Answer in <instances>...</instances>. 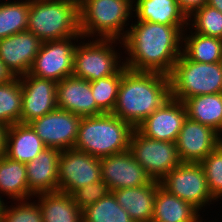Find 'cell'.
I'll return each mask as SVG.
<instances>
[{"instance_id":"9","label":"cell","mask_w":222,"mask_h":222,"mask_svg":"<svg viewBox=\"0 0 222 222\" xmlns=\"http://www.w3.org/2000/svg\"><path fill=\"white\" fill-rule=\"evenodd\" d=\"M129 150L153 180L160 181L181 163L176 143L150 139L136 128L130 137Z\"/></svg>"},{"instance_id":"16","label":"cell","mask_w":222,"mask_h":222,"mask_svg":"<svg viewBox=\"0 0 222 222\" xmlns=\"http://www.w3.org/2000/svg\"><path fill=\"white\" fill-rule=\"evenodd\" d=\"M186 118L184 103L170 97L136 129L150 139L175 143Z\"/></svg>"},{"instance_id":"29","label":"cell","mask_w":222,"mask_h":222,"mask_svg":"<svg viewBox=\"0 0 222 222\" xmlns=\"http://www.w3.org/2000/svg\"><path fill=\"white\" fill-rule=\"evenodd\" d=\"M22 86L19 77L0 84V124L10 127L21 123Z\"/></svg>"},{"instance_id":"13","label":"cell","mask_w":222,"mask_h":222,"mask_svg":"<svg viewBox=\"0 0 222 222\" xmlns=\"http://www.w3.org/2000/svg\"><path fill=\"white\" fill-rule=\"evenodd\" d=\"M101 177L110 192L116 189L143 186L154 180L135 160L130 150L100 159Z\"/></svg>"},{"instance_id":"39","label":"cell","mask_w":222,"mask_h":222,"mask_svg":"<svg viewBox=\"0 0 222 222\" xmlns=\"http://www.w3.org/2000/svg\"><path fill=\"white\" fill-rule=\"evenodd\" d=\"M207 5L216 8L222 13V0H208Z\"/></svg>"},{"instance_id":"35","label":"cell","mask_w":222,"mask_h":222,"mask_svg":"<svg viewBox=\"0 0 222 222\" xmlns=\"http://www.w3.org/2000/svg\"><path fill=\"white\" fill-rule=\"evenodd\" d=\"M109 192L107 184L100 180L75 190L71 195L74 203L83 211L105 197Z\"/></svg>"},{"instance_id":"8","label":"cell","mask_w":222,"mask_h":222,"mask_svg":"<svg viewBox=\"0 0 222 222\" xmlns=\"http://www.w3.org/2000/svg\"><path fill=\"white\" fill-rule=\"evenodd\" d=\"M160 184L200 213L205 212L207 206L216 202L208 189L205 172L200 163L181 162L160 180Z\"/></svg>"},{"instance_id":"4","label":"cell","mask_w":222,"mask_h":222,"mask_svg":"<svg viewBox=\"0 0 222 222\" xmlns=\"http://www.w3.org/2000/svg\"><path fill=\"white\" fill-rule=\"evenodd\" d=\"M132 19L133 0H79V29L86 39L122 41Z\"/></svg>"},{"instance_id":"28","label":"cell","mask_w":222,"mask_h":222,"mask_svg":"<svg viewBox=\"0 0 222 222\" xmlns=\"http://www.w3.org/2000/svg\"><path fill=\"white\" fill-rule=\"evenodd\" d=\"M2 1L0 0V39L27 30L30 0Z\"/></svg>"},{"instance_id":"22","label":"cell","mask_w":222,"mask_h":222,"mask_svg":"<svg viewBox=\"0 0 222 222\" xmlns=\"http://www.w3.org/2000/svg\"><path fill=\"white\" fill-rule=\"evenodd\" d=\"M203 217L191 204L158 187L151 222H203Z\"/></svg>"},{"instance_id":"15","label":"cell","mask_w":222,"mask_h":222,"mask_svg":"<svg viewBox=\"0 0 222 222\" xmlns=\"http://www.w3.org/2000/svg\"><path fill=\"white\" fill-rule=\"evenodd\" d=\"M19 78L22 86V124H28L58 108L55 81L38 78L29 73Z\"/></svg>"},{"instance_id":"25","label":"cell","mask_w":222,"mask_h":222,"mask_svg":"<svg viewBox=\"0 0 222 222\" xmlns=\"http://www.w3.org/2000/svg\"><path fill=\"white\" fill-rule=\"evenodd\" d=\"M26 163L0 157V195L13 201L29 199Z\"/></svg>"},{"instance_id":"38","label":"cell","mask_w":222,"mask_h":222,"mask_svg":"<svg viewBox=\"0 0 222 222\" xmlns=\"http://www.w3.org/2000/svg\"><path fill=\"white\" fill-rule=\"evenodd\" d=\"M7 127L0 124V157L5 154Z\"/></svg>"},{"instance_id":"3","label":"cell","mask_w":222,"mask_h":222,"mask_svg":"<svg viewBox=\"0 0 222 222\" xmlns=\"http://www.w3.org/2000/svg\"><path fill=\"white\" fill-rule=\"evenodd\" d=\"M133 129L112 113L82 117L74 149L99 159L125 152Z\"/></svg>"},{"instance_id":"5","label":"cell","mask_w":222,"mask_h":222,"mask_svg":"<svg viewBox=\"0 0 222 222\" xmlns=\"http://www.w3.org/2000/svg\"><path fill=\"white\" fill-rule=\"evenodd\" d=\"M27 30L42 42L83 37L79 0H30Z\"/></svg>"},{"instance_id":"40","label":"cell","mask_w":222,"mask_h":222,"mask_svg":"<svg viewBox=\"0 0 222 222\" xmlns=\"http://www.w3.org/2000/svg\"><path fill=\"white\" fill-rule=\"evenodd\" d=\"M5 203H7V202H5L4 197H2L0 195V219L2 218L3 210H4L5 205H6Z\"/></svg>"},{"instance_id":"2","label":"cell","mask_w":222,"mask_h":222,"mask_svg":"<svg viewBox=\"0 0 222 222\" xmlns=\"http://www.w3.org/2000/svg\"><path fill=\"white\" fill-rule=\"evenodd\" d=\"M171 97L170 78L124 66L112 114L136 128Z\"/></svg>"},{"instance_id":"23","label":"cell","mask_w":222,"mask_h":222,"mask_svg":"<svg viewBox=\"0 0 222 222\" xmlns=\"http://www.w3.org/2000/svg\"><path fill=\"white\" fill-rule=\"evenodd\" d=\"M133 17L164 25H188V17L177 0H133Z\"/></svg>"},{"instance_id":"24","label":"cell","mask_w":222,"mask_h":222,"mask_svg":"<svg viewBox=\"0 0 222 222\" xmlns=\"http://www.w3.org/2000/svg\"><path fill=\"white\" fill-rule=\"evenodd\" d=\"M33 198L41 208L44 222H83L82 210L74 203L71 194L58 191L37 194Z\"/></svg>"},{"instance_id":"19","label":"cell","mask_w":222,"mask_h":222,"mask_svg":"<svg viewBox=\"0 0 222 222\" xmlns=\"http://www.w3.org/2000/svg\"><path fill=\"white\" fill-rule=\"evenodd\" d=\"M60 150L46 147L32 161L26 163L29 199L37 194L58 192Z\"/></svg>"},{"instance_id":"11","label":"cell","mask_w":222,"mask_h":222,"mask_svg":"<svg viewBox=\"0 0 222 222\" xmlns=\"http://www.w3.org/2000/svg\"><path fill=\"white\" fill-rule=\"evenodd\" d=\"M100 180H102V177L99 158L74 148L60 152L58 166L59 192L72 194L75 190Z\"/></svg>"},{"instance_id":"14","label":"cell","mask_w":222,"mask_h":222,"mask_svg":"<svg viewBox=\"0 0 222 222\" xmlns=\"http://www.w3.org/2000/svg\"><path fill=\"white\" fill-rule=\"evenodd\" d=\"M221 142L222 136L212 127L187 117L175 143L181 162L200 163Z\"/></svg>"},{"instance_id":"31","label":"cell","mask_w":222,"mask_h":222,"mask_svg":"<svg viewBox=\"0 0 222 222\" xmlns=\"http://www.w3.org/2000/svg\"><path fill=\"white\" fill-rule=\"evenodd\" d=\"M123 73L124 67L117 74L90 82L92 95L96 101L97 108L103 114L112 113L115 108Z\"/></svg>"},{"instance_id":"27","label":"cell","mask_w":222,"mask_h":222,"mask_svg":"<svg viewBox=\"0 0 222 222\" xmlns=\"http://www.w3.org/2000/svg\"><path fill=\"white\" fill-rule=\"evenodd\" d=\"M182 53L199 63L222 62V39L194 33L187 27L183 31Z\"/></svg>"},{"instance_id":"26","label":"cell","mask_w":222,"mask_h":222,"mask_svg":"<svg viewBox=\"0 0 222 222\" xmlns=\"http://www.w3.org/2000/svg\"><path fill=\"white\" fill-rule=\"evenodd\" d=\"M183 103L188 118L212 127L222 136V93L193 96Z\"/></svg>"},{"instance_id":"36","label":"cell","mask_w":222,"mask_h":222,"mask_svg":"<svg viewBox=\"0 0 222 222\" xmlns=\"http://www.w3.org/2000/svg\"><path fill=\"white\" fill-rule=\"evenodd\" d=\"M180 9L189 17L195 10L202 8L208 0H177Z\"/></svg>"},{"instance_id":"7","label":"cell","mask_w":222,"mask_h":222,"mask_svg":"<svg viewBox=\"0 0 222 222\" xmlns=\"http://www.w3.org/2000/svg\"><path fill=\"white\" fill-rule=\"evenodd\" d=\"M169 78L171 97L182 102L193 96L222 93V62L199 63L182 53Z\"/></svg>"},{"instance_id":"17","label":"cell","mask_w":222,"mask_h":222,"mask_svg":"<svg viewBox=\"0 0 222 222\" xmlns=\"http://www.w3.org/2000/svg\"><path fill=\"white\" fill-rule=\"evenodd\" d=\"M42 43L28 30L0 39V59L14 77L27 75Z\"/></svg>"},{"instance_id":"37","label":"cell","mask_w":222,"mask_h":222,"mask_svg":"<svg viewBox=\"0 0 222 222\" xmlns=\"http://www.w3.org/2000/svg\"><path fill=\"white\" fill-rule=\"evenodd\" d=\"M15 77L7 69L6 65L0 59V84H5L10 82Z\"/></svg>"},{"instance_id":"32","label":"cell","mask_w":222,"mask_h":222,"mask_svg":"<svg viewBox=\"0 0 222 222\" xmlns=\"http://www.w3.org/2000/svg\"><path fill=\"white\" fill-rule=\"evenodd\" d=\"M188 27L194 33L222 39V13L206 4L188 17Z\"/></svg>"},{"instance_id":"6","label":"cell","mask_w":222,"mask_h":222,"mask_svg":"<svg viewBox=\"0 0 222 222\" xmlns=\"http://www.w3.org/2000/svg\"><path fill=\"white\" fill-rule=\"evenodd\" d=\"M87 40L81 38L75 47L73 76L91 82L117 74L125 66L121 40L100 38Z\"/></svg>"},{"instance_id":"30","label":"cell","mask_w":222,"mask_h":222,"mask_svg":"<svg viewBox=\"0 0 222 222\" xmlns=\"http://www.w3.org/2000/svg\"><path fill=\"white\" fill-rule=\"evenodd\" d=\"M83 222H134L112 192L82 211Z\"/></svg>"},{"instance_id":"12","label":"cell","mask_w":222,"mask_h":222,"mask_svg":"<svg viewBox=\"0 0 222 222\" xmlns=\"http://www.w3.org/2000/svg\"><path fill=\"white\" fill-rule=\"evenodd\" d=\"M81 118L74 113L56 108L28 124L46 147L63 151L74 148Z\"/></svg>"},{"instance_id":"10","label":"cell","mask_w":222,"mask_h":222,"mask_svg":"<svg viewBox=\"0 0 222 222\" xmlns=\"http://www.w3.org/2000/svg\"><path fill=\"white\" fill-rule=\"evenodd\" d=\"M81 38L83 37H69L43 42L32 63L29 74L38 78L53 80L56 83L72 76L74 51L78 40H81Z\"/></svg>"},{"instance_id":"1","label":"cell","mask_w":222,"mask_h":222,"mask_svg":"<svg viewBox=\"0 0 222 222\" xmlns=\"http://www.w3.org/2000/svg\"><path fill=\"white\" fill-rule=\"evenodd\" d=\"M187 27L132 19L122 40L125 66L134 71L169 76L182 54L183 31Z\"/></svg>"},{"instance_id":"18","label":"cell","mask_w":222,"mask_h":222,"mask_svg":"<svg viewBox=\"0 0 222 222\" xmlns=\"http://www.w3.org/2000/svg\"><path fill=\"white\" fill-rule=\"evenodd\" d=\"M57 106L80 117L98 116L103 113L97 108L88 80L68 76L57 82Z\"/></svg>"},{"instance_id":"20","label":"cell","mask_w":222,"mask_h":222,"mask_svg":"<svg viewBox=\"0 0 222 222\" xmlns=\"http://www.w3.org/2000/svg\"><path fill=\"white\" fill-rule=\"evenodd\" d=\"M160 185V181L154 180L151 184L111 192L134 222H151L156 191Z\"/></svg>"},{"instance_id":"34","label":"cell","mask_w":222,"mask_h":222,"mask_svg":"<svg viewBox=\"0 0 222 222\" xmlns=\"http://www.w3.org/2000/svg\"><path fill=\"white\" fill-rule=\"evenodd\" d=\"M10 202L6 203L0 222H44L41 208L34 198L13 201L8 205Z\"/></svg>"},{"instance_id":"21","label":"cell","mask_w":222,"mask_h":222,"mask_svg":"<svg viewBox=\"0 0 222 222\" xmlns=\"http://www.w3.org/2000/svg\"><path fill=\"white\" fill-rule=\"evenodd\" d=\"M46 148L29 124L16 123L7 127L5 155L15 161H32Z\"/></svg>"},{"instance_id":"33","label":"cell","mask_w":222,"mask_h":222,"mask_svg":"<svg viewBox=\"0 0 222 222\" xmlns=\"http://www.w3.org/2000/svg\"><path fill=\"white\" fill-rule=\"evenodd\" d=\"M200 164L202 165L208 189L218 203L222 200V142Z\"/></svg>"}]
</instances>
